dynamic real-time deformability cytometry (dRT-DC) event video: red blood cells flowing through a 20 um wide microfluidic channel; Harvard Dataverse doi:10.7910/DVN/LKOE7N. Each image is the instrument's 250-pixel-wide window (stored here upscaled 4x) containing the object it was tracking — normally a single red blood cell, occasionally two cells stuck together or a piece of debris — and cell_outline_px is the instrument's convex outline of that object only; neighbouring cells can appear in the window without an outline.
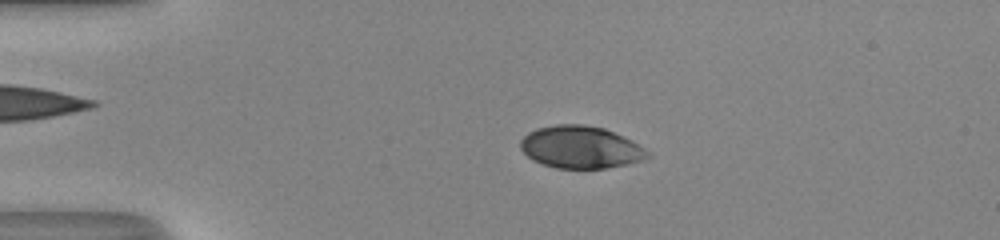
{"species": "human", "species_latin": "Homo sapiens", "temperature_condition": "room temperature", "stored_images_in_passage": 51, "camera_frame_rate_fps": 3000, "um_per_image_px": 0.085, "donor": {"sex": "male"}, "frame": {"image": 1, "passage_image": 12, "time_ms": 3.667, "image_size_px": [1000, 240], "cell_outline_px": [[652, 156], [640, 160], [624, 164], [604, 168], [556, 168], [532, 160], [520, 148], [520, 140], [528, 132], [536, 128], [556, 124], [584, 124], [604, 128], [632, 140], [644, 148]], "centroid_in_image_um": [49.32, 12.49], "position_along_channel_um": 35.7, "area_um2": 31.21}}
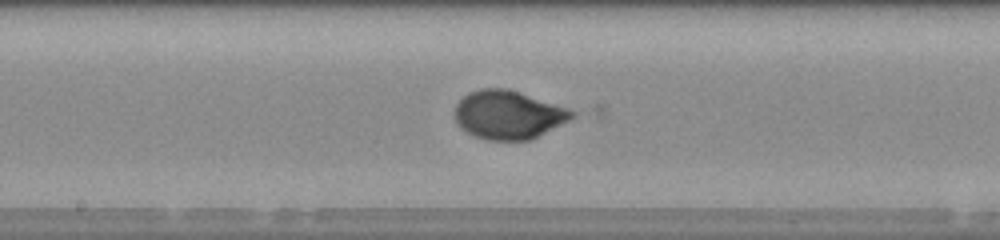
{"frame": {"image": 2, "passage_image": 28, "time_ms": 9.0, "image_size_px": [1000, 240], "cell_outline_px": [[576, 116], [532, 140], [488, 140], [472, 136], [460, 128], [456, 124], [452, 112], [456, 104], [468, 92], [480, 88], [504, 88], [520, 92], [568, 108], [576, 112]], "centroid_in_image_um": [43.16, 9.76], "position_along_channel_um": 205.0, "area_um2": 33.52}}
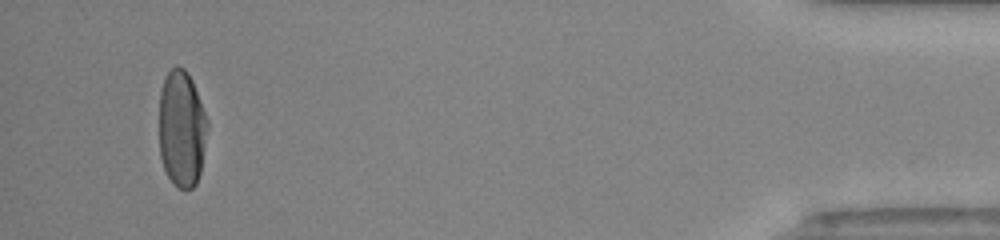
{"frame": {"image": 3, "passage_image": 49, "time_ms": 16.0, "image_size_px": [1000, 240], "cell_outline_px": [[208, 128], [200, 172], [196, 184], [192, 188], [180, 188], [168, 176], [164, 168], [160, 156], [160, 92], [164, 80], [168, 72], [176, 64], [184, 68], [188, 72], [192, 80], [208, 120]], "centroid_in_image_um": [15.46, 10.91], "position_along_channel_um": 419.7, "area_um2": 32.71}, "authors_computed_cell_mechanics": {"area_um2": 32.5992, "velocity_mm_per_s": 4.1183, "shape_relaxation_time_tau1_ms": 2.7768, "shape_relaxation_time_tau2_ms": null, "deformation_change_tau1": 0.1603, "deformation_change_tau2": null}}